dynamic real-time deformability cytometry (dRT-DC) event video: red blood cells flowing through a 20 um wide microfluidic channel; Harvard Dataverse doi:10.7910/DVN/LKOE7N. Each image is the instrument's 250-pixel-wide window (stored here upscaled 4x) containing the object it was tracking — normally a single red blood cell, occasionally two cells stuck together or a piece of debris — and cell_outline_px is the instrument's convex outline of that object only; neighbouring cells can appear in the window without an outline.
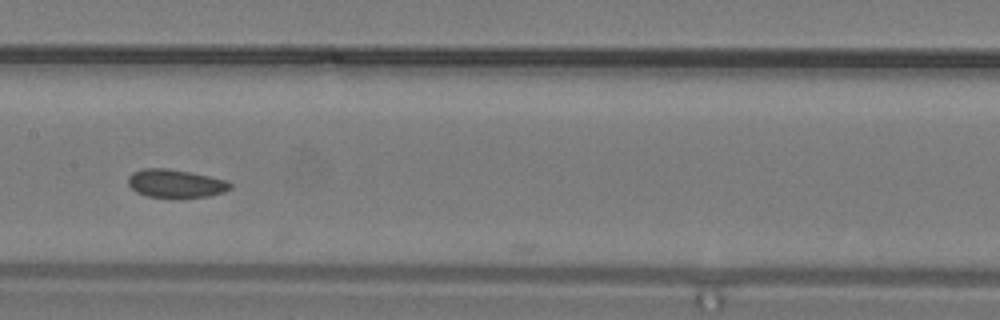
{"species": "common noctule bat (a hibernating species)", "species_latin": "Nyctalus noctula", "temperature_condition": "warm", "stored_images_in_passage": 13, "camera_frame_rate_fps": 3000, "um_per_image_px": 0.085, "animal": {"sex": "male", "body_mass_g": 19.2, "forearm_length_mm": 51.8}, "frame": {"image": 1, "passage_image": 11, "time_ms": 3.333, "image_size_px": [1000, 320], "cell_outline_px": [[232, 188], [224, 192], [208, 196], [148, 196], [136, 192], [128, 184], [128, 176], [132, 172], [144, 168], [168, 168], [228, 180], [232, 184]], "centroid_in_image_um": [14.92, 15.57], "position_along_channel_um": 192.5, "area_um2": 16.47}}